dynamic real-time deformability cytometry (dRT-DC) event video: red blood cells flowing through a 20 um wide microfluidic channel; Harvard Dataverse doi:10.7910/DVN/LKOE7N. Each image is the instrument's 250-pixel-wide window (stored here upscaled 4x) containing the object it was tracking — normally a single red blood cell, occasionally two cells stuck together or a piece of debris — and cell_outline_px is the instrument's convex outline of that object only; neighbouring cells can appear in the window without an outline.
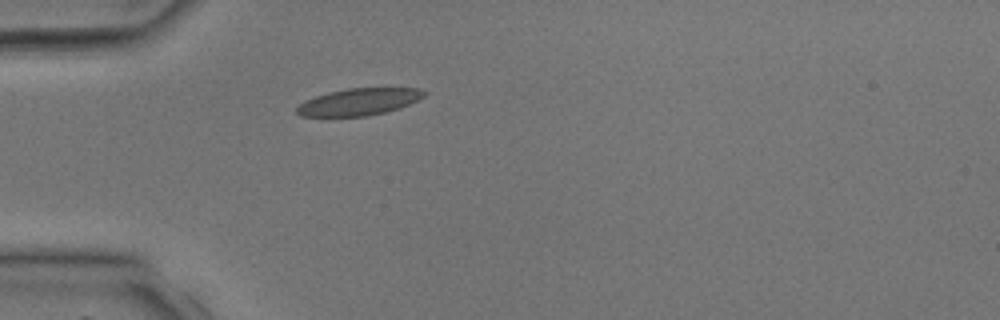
{"species": "common noctule bat (a hibernating species)", "species_latin": "Nyctalus noctula", "temperature_condition": "room temperature", "stored_images_in_passage": 28, "camera_frame_rate_fps": 3000, "um_per_image_px": 0.085, "animal": {"sex": "male", "body_mass_g": 17.9, "forearm_length_mm": 54.2}, "frame": {"image": 1, "passage_image": 1, "time_ms": 0.0, "image_size_px": [1000, 320], "cell_outline_px": [[428, 92], [424, 96], [400, 108], [368, 116], [300, 116], [296, 112], [296, 108], [304, 100], [328, 92], [348, 88], [420, 88]], "centroid_in_image_um": [30.5, 8.65], "position_along_channel_um": 54.5, "area_um2": 19.94}}
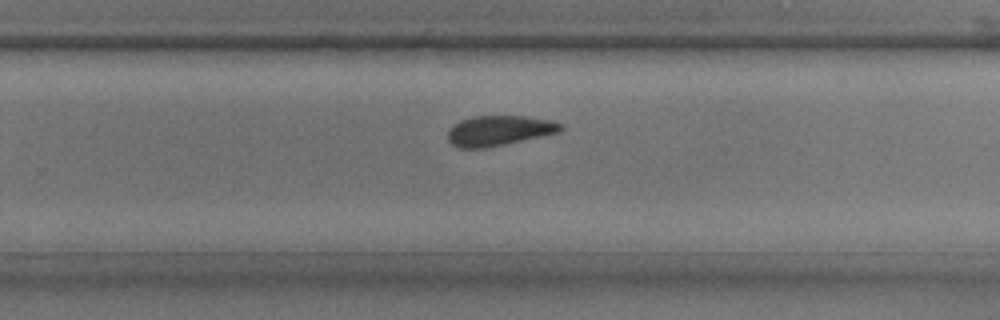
{"frame": {"image": 2, "passage_image": 15, "time_ms": 4.667, "image_size_px": [1000, 320], "cell_outline_px": [[564, 128], [560, 132], [504, 144], [484, 148], [460, 148], [452, 144], [448, 140], [448, 132], [460, 120], [472, 116], [524, 116], [552, 120], [560, 124]], "centroid_in_image_um": [42.43, 11.1], "position_along_channel_um": 287.4, "area_um2": 19.59}}
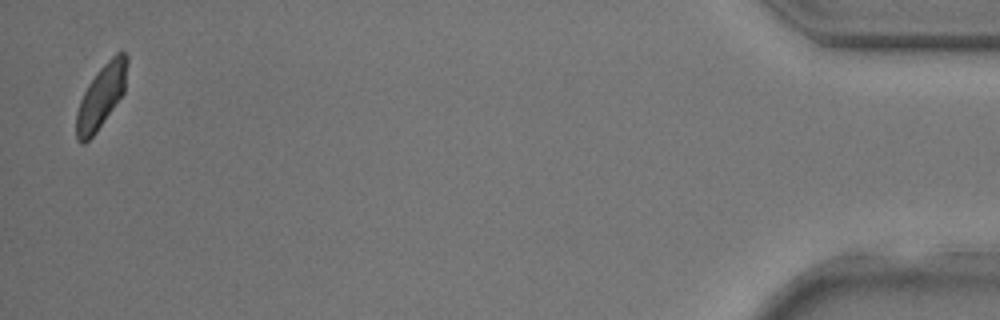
{"frame": {"image": 3, "passage_image": 28, "time_ms": 9.0, "image_size_px": [1000, 320], "cell_outline_px": [[128, 60], [124, 92], [96, 132], [84, 144], [80, 144], [76, 140], [76, 112], [80, 100], [88, 84], [96, 72], [120, 48], [124, 48], [128, 56]], "centroid_in_image_um": [8.61, 8.15], "position_along_channel_um": 426.6, "area_um2": 18.9}}